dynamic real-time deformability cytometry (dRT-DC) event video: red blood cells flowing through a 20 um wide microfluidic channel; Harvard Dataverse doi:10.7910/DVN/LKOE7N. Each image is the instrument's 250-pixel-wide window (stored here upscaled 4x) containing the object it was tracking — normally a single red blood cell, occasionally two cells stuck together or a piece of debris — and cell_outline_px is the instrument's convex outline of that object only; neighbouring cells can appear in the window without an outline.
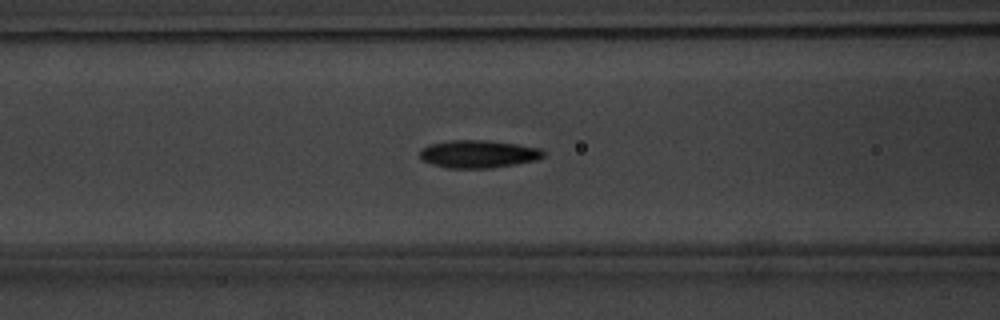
{"species": "common noctule bat (a hibernating species)", "species_latin": "Nyctalus noctula", "temperature_condition": "warm", "stored_images_in_passage": 54, "camera_frame_rate_fps": 3000, "um_per_image_px": 0.085, "animal": {"sex": "male", "body_mass_g": 20.1, "forearm_length_mm": 53.5}, "frame": {"image": 1, "passage_image": 23, "time_ms": 7.333, "image_size_px": [1000, 320], "cell_outline_px": [[544, 156], [536, 160], [516, 164], [488, 168], [448, 168], [432, 164], [424, 160], [420, 156], [420, 148], [428, 144], [448, 140], [488, 140], [516, 144], [540, 148], [544, 152]], "centroid_in_image_um": [40.63, 13.08], "position_along_channel_um": 126.0, "area_um2": 20.0}}
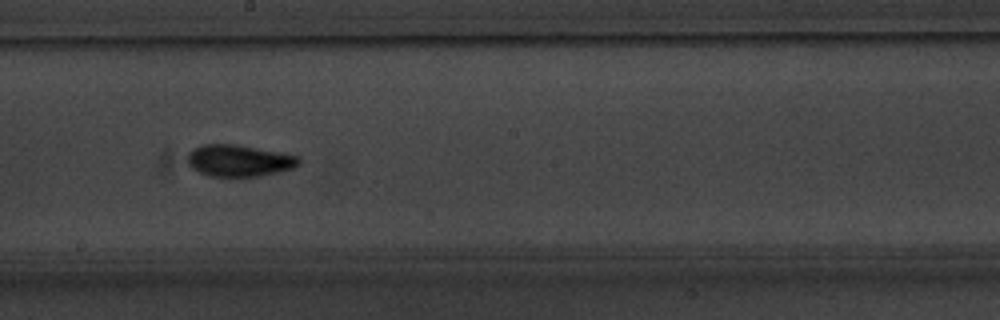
{"frame": {"image": 2, "passage_image": 31, "time_ms": 10.0, "image_size_px": [1000, 320], "cell_outline_px": [[300, 164], [296, 168], [260, 176], [208, 176], [196, 172], [188, 164], [188, 152], [192, 148], [204, 144], [236, 144], [280, 152], [300, 156]], "centroid_in_image_um": [20.32, 13.65], "position_along_channel_um": 227.9, "area_um2": 20.87}}
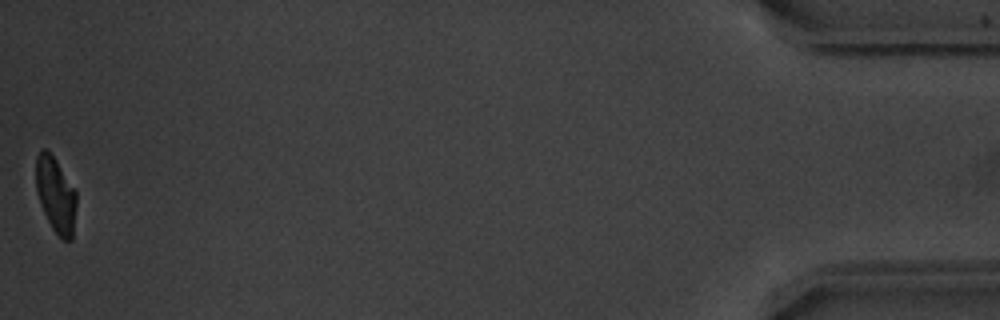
{"frame": {"image": 3, "passage_image": 54, "time_ms": 17.667, "image_size_px": [1000, 320], "cell_outline_px": [[76, 208], [72, 240], [64, 240], [52, 228], [40, 204], [36, 192], [36, 156], [44, 148], [56, 160], [76, 192]], "centroid_in_image_um": [4.73, 16.58], "position_along_channel_um": 430.5, "area_um2": 17.51}, "authors_computed_cell_mechanics": {"area_um2": 19.1318, "velocity_mm_per_s": 3.8224, "shape_relaxation_time_tau1_ms": 2.4585, "shape_relaxation_time_tau2_ms": 2.1754, "deformation_change_tau1": 0.1401, "deformation_change_tau2": 0.0853}}